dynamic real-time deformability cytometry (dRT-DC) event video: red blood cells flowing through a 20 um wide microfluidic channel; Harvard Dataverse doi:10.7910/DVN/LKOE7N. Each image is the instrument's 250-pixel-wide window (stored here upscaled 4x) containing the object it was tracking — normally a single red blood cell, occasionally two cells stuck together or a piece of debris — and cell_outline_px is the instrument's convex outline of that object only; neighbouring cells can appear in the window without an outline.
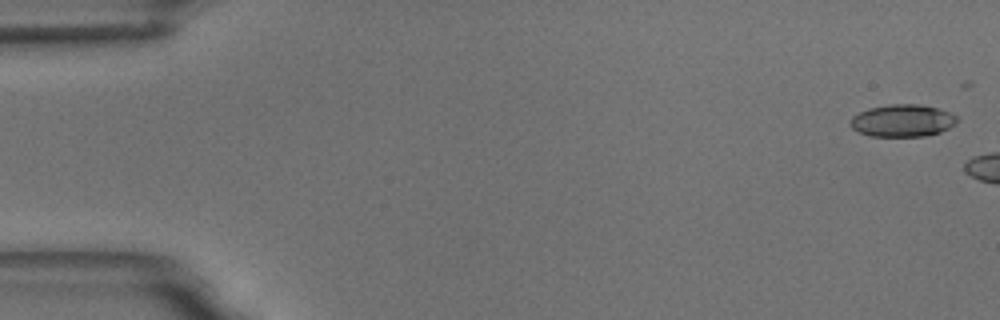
{"species": "common noctule bat (a hibernating species)", "species_latin": "Nyctalus noctula", "temperature_condition": "room temperature", "stored_images_in_passage": 3, "camera_frame_rate_fps": 3000, "um_per_image_px": 0.085, "animal": {"sex": "male", "body_mass_g": 18.8}, "frame": {"image": 1, "passage_image": 1, "time_ms": 0.0, "image_size_px": [1000, 320], "cell_outline_px": [[956, 124], [940, 132], [924, 136], [868, 136], [852, 128], [848, 124], [852, 116], [868, 108], [892, 104], [920, 104], [936, 108], [948, 112], [956, 116]], "centroid_in_image_um": [76.67, 10.25], "position_along_channel_um": 8.3, "area_um2": 20.0}}